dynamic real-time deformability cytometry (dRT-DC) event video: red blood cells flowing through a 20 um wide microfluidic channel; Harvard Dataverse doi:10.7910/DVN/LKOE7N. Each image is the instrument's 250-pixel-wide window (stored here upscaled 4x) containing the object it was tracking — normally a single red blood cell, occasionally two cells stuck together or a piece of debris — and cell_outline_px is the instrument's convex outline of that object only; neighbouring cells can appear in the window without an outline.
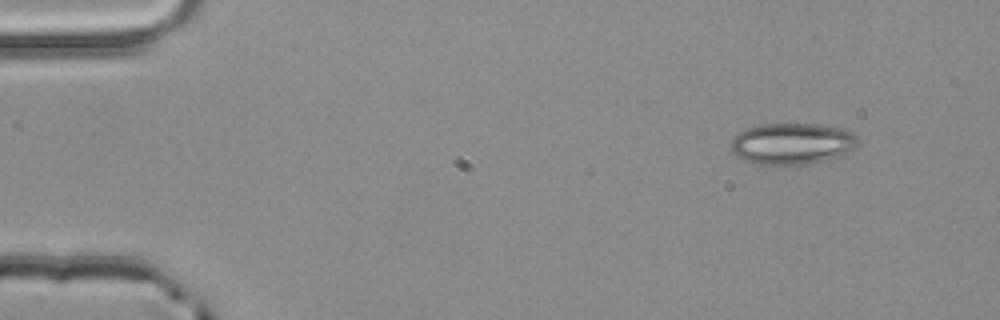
{"species": "common noctule bat (a hibernating species)", "species_latin": "Nyctalus noctula", "temperature_condition": "room temperature", "stored_images_in_passage": 3, "camera_frame_rate_fps": 3000, "um_per_image_px": 0.085, "animal": {"sex": "male", "body_mass_g": 20.4}, "frame": {"image": 1, "passage_image": 1, "time_ms": 0.0, "image_size_px": [1000, 320], "cell_outline_px": [[856, 148], [844, 156], [804, 164], [756, 164], [744, 160], [732, 152], [732, 140], [740, 132], [748, 128], [760, 124], [816, 124], [840, 128], [852, 132], [856, 136]], "centroid_in_image_um": [67.36, 12.21], "position_along_channel_um": 17.6, "area_um2": 30.4}}